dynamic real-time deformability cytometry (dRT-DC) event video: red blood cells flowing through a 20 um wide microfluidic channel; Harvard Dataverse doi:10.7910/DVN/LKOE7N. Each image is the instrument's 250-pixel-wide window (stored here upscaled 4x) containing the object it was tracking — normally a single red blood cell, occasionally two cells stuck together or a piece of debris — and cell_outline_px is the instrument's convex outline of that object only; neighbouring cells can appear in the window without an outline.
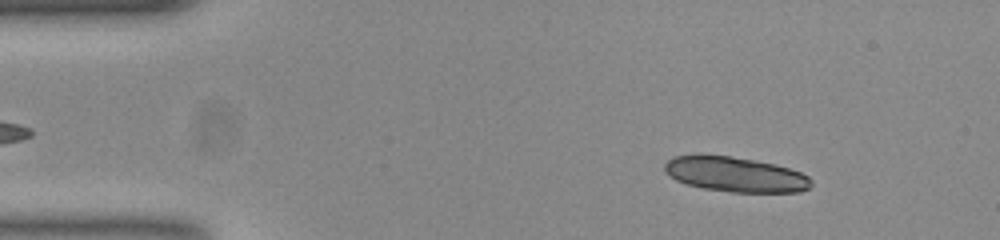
{"species": "common noctule bat (a hibernating species)", "species_latin": "Nyctalus noctula", "temperature_condition": "room temperature", "stored_images_in_passage": 54, "camera_frame_rate_fps": 3000, "um_per_image_px": 0.085, "animal": {"sex": "female", "body_mass_g": 23.0, "forearm_length_mm": 53.4}, "frame": {"image": 1, "passage_image": 7, "time_ms": 2.0, "image_size_px": [1000, 240], "cell_outline_px": [[812, 184], [808, 188], [800, 192], [732, 192], [704, 188], [688, 184], [676, 180], [664, 168], [664, 164], [668, 160], [676, 156], [732, 156], [776, 164], [800, 172], [808, 176], [812, 180]], "centroid_in_image_um": [62.57, 14.84], "position_along_channel_um": 22.4, "area_um2": 29.36}}
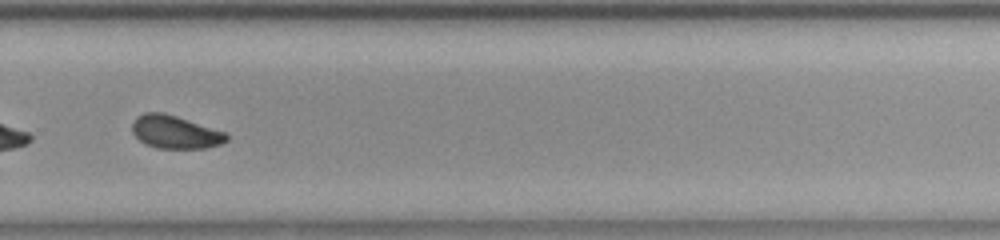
{"frame": {"image": 2, "passage_image": 37, "time_ms": 12.0, "image_size_px": [1000, 240], "cell_outline_px": [[228, 140], [220, 144], [204, 148], [156, 148], [144, 144], [132, 132], [132, 124], [144, 112], [164, 112], [224, 132], [228, 136]], "centroid_in_image_um": [14.87, 11.23], "position_along_channel_um": 314.9, "area_um2": 17.86}}
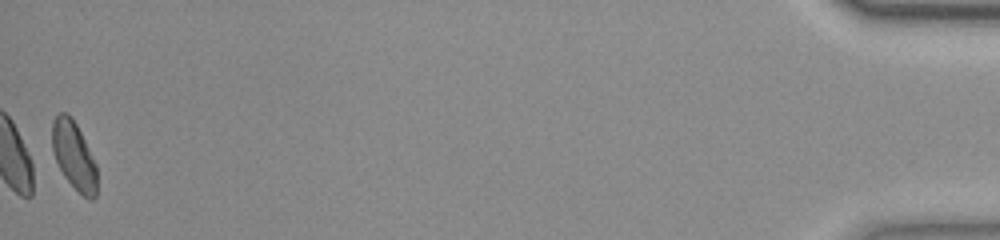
{"frame": {"image": 3, "passage_image": 54, "time_ms": 17.667, "image_size_px": [1000, 240], "cell_outline_px": [[96, 196], [92, 200], [88, 200], [64, 176], [52, 152], [52, 124], [56, 116], [60, 112], [68, 112], [72, 116], [96, 164]], "centroid_in_image_um": [6.27, 13.2], "position_along_channel_um": 428.9, "area_um2": 17.51}, "authors_computed_cell_mechanics": {"area_um2": 18.6116, "velocity_mm_per_s": 3.7611, "shape_relaxation_time_tau1_ms": 4.3703, "shape_relaxation_time_tau2_ms": 2.8529, "deformation_change_tau1": 0.1074, "deformation_change_tau2": 0.0615}}